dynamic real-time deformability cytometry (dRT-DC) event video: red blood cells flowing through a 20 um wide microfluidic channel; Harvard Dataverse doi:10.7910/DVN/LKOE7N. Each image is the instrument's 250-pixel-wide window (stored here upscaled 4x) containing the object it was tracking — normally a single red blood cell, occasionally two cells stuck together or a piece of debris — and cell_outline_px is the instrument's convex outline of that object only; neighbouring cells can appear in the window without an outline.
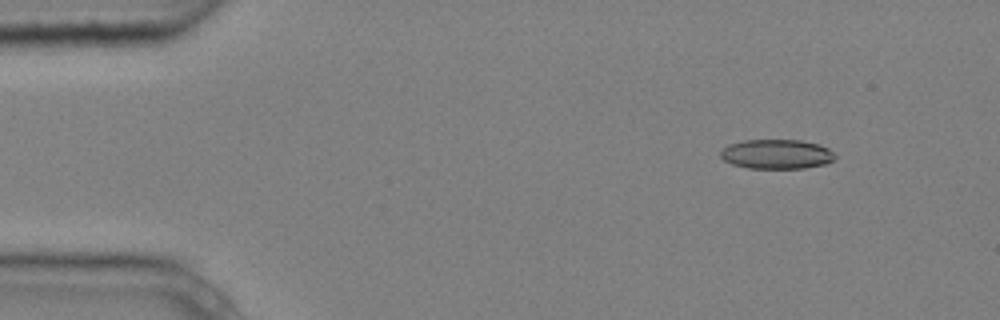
{"species": "common noctule bat (a hibernating species)", "species_latin": "Nyctalus noctula", "temperature_condition": "cold", "stored_images_in_passage": 7, "camera_frame_rate_fps": 3000, "um_per_image_px": 0.085, "animal": {"sex": "male", "body_mass_g": 20.4}, "frame": {"image": 1, "passage_image": 1, "time_ms": 0.0, "image_size_px": [1000, 320], "cell_outline_px": [[836, 156], [832, 160], [824, 164], [804, 168], [748, 168], [732, 164], [724, 160], [720, 156], [720, 152], [728, 144], [744, 140], [800, 140], [820, 144], [828, 148]], "centroid_in_image_um": [66.0, 13.09], "position_along_channel_um": 19.0, "area_um2": 19.65}}
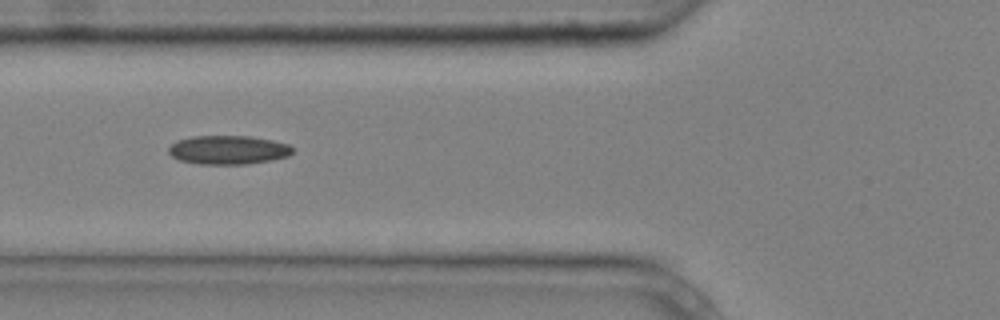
{"frame": {"image": 2, "passage_image": 5, "time_ms": 1.333, "image_size_px": [1000, 320], "cell_outline_px": [[296, 148], [288, 156], [272, 160], [244, 164], [200, 164], [180, 160], [172, 156], [168, 152], [168, 148], [176, 140], [192, 136], [252, 136], [272, 140], [288, 144]], "centroid_in_image_um": [19.41, 12.73], "position_along_channel_um": 106.4, "area_um2": 20.92}}